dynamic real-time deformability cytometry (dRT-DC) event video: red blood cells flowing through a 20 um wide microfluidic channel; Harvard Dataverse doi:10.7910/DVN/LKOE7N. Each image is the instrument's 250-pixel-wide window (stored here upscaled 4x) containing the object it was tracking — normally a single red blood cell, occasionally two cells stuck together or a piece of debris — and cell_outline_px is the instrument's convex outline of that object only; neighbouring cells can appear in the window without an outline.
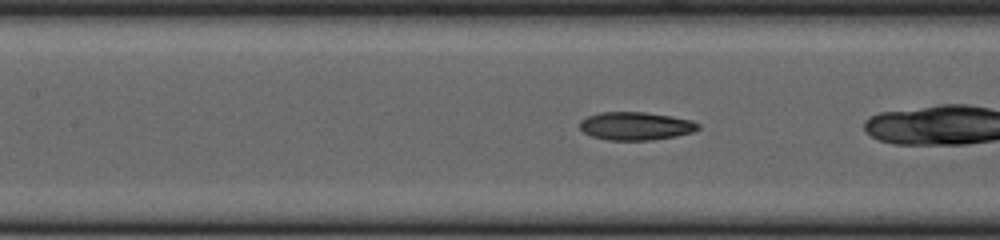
{"species": "common noctule bat (a hibernating species)", "species_latin": "Nyctalus noctula", "temperature_condition": "cold", "stored_images_in_passage": 28, "camera_frame_rate_fps": 3000, "um_per_image_px": 0.085, "animal": {"sex": "female", "body_mass_g": 23.0, "forearm_length_mm": 53.4}, "frame": {"image": 1, "passage_image": 9, "time_ms": 2.667, "image_size_px": [1000, 240], "cell_outline_px": [[700, 128], [692, 132], [676, 136], [652, 140], [608, 140], [592, 136], [584, 132], [580, 128], [580, 120], [588, 116], [600, 112], [644, 112], [672, 116], [692, 120], [700, 124]], "centroid_in_image_um": [54.05, 10.71], "position_along_channel_um": 153.3, "area_um2": 19.42}}